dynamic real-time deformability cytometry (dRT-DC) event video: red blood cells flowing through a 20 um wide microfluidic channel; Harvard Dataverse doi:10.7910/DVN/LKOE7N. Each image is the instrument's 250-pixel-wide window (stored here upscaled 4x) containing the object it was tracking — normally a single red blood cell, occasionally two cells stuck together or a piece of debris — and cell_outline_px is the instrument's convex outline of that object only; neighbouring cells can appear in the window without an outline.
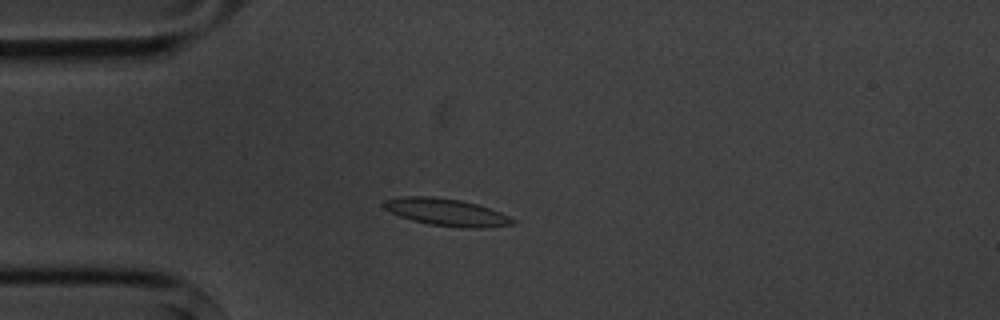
{"species": "common noctule bat (a hibernating species)", "species_latin": "Nyctalus noctula", "temperature_condition": "cold", "stored_images_in_passage": 5, "camera_frame_rate_fps": 3000, "um_per_image_px": 0.085, "animal": {"sex": "male", "body_mass_g": 20.1, "forearm_length_mm": 53.5}, "frame": {"image": 1, "passage_image": 4, "time_ms": 3.667, "image_size_px": [1000, 320], "cell_outline_px": [[516, 224], [484, 228], [464, 228], [428, 224], [412, 220], [400, 216], [384, 208], [380, 204], [384, 200], [400, 196], [432, 196], [460, 200], [476, 204], [500, 212], [516, 220]], "centroid_in_image_um": [37.93, 18.04], "position_along_channel_um": 47.1, "area_um2": 20.52}}